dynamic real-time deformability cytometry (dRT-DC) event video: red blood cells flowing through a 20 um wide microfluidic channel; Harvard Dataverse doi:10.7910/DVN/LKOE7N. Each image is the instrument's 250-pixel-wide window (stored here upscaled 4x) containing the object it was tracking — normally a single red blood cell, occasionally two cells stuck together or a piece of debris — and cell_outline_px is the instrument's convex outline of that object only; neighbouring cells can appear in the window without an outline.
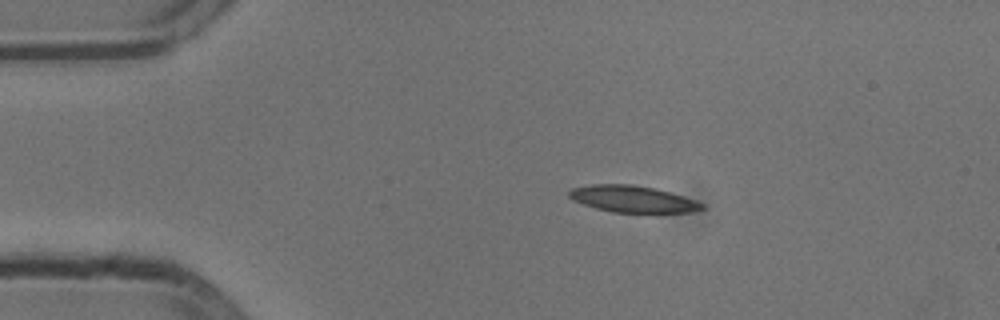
{"species": "common noctule bat (a hibernating species)", "species_latin": "Nyctalus noctula", "temperature_condition": "cold", "stored_images_in_passage": 13, "camera_frame_rate_fps": 3000, "um_per_image_px": 0.085, "animal": {"sex": "male", "body_mass_g": 13.3}, "frame": {"image": 1, "passage_image": 9, "time_ms": 2.667, "image_size_px": [1000, 320], "cell_outline_px": [[704, 208], [692, 212], [612, 212], [596, 208], [572, 200], [568, 196], [568, 192], [572, 188], [592, 184], [632, 184], [656, 188], [684, 196], [704, 204]], "centroid_in_image_um": [53.76, 16.9], "position_along_channel_um": 31.2, "area_um2": 20.58}}